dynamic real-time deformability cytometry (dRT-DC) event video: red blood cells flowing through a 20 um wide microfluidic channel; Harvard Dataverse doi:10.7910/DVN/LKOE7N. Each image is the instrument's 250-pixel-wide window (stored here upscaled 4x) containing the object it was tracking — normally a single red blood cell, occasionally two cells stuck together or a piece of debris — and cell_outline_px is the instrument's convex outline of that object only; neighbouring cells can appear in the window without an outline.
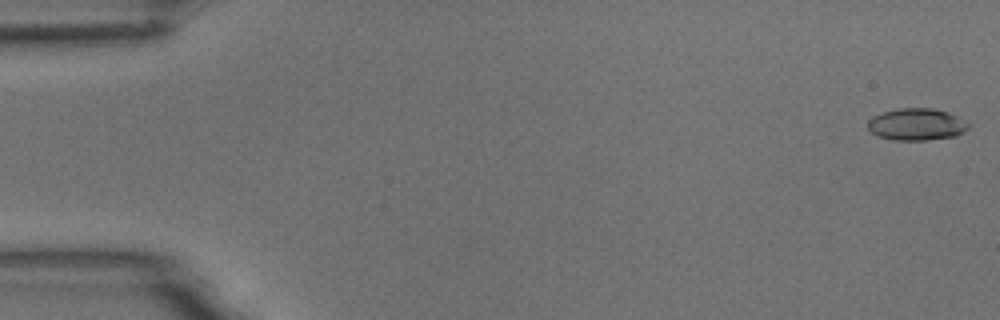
{"species": "common noctule bat (a hibernating species)", "species_latin": "Nyctalus noctula", "temperature_condition": "room temperature", "stored_images_in_passage": 58, "segment_of_instrument_passage": [1, 2], "camera_frame_rate_fps": 3000, "um_per_image_px": 0.085, "animal": {"sex": "male", "body_mass_g": 18.8}, "frame": {"image": 1, "passage_image": 1, "time_ms": 0.0, "image_size_px": [1000, 320], "cell_outline_px": [[968, 128], [964, 132], [956, 136], [928, 140], [892, 140], [880, 136], [872, 132], [868, 128], [868, 120], [872, 116], [896, 108], [932, 108], [948, 112], [956, 116], [968, 124]], "centroid_in_image_um": [77.9, 10.57], "position_along_channel_um": 7.1, "area_um2": 18.67}}
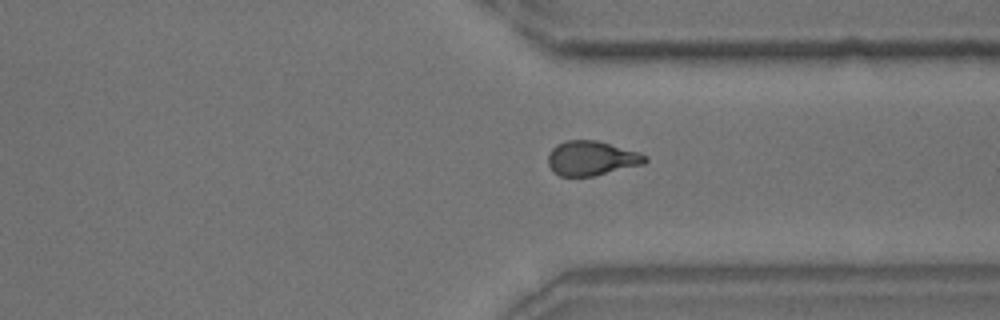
{"frame": {"image": 2, "passage_image": 43, "time_ms": 14.0, "image_size_px": [1000, 320], "cell_outline_px": [[648, 160], [644, 164], [592, 176], [560, 176], [552, 172], [548, 164], [548, 152], [556, 144], [568, 140], [596, 140], [636, 152], [648, 156]], "centroid_in_image_um": [50.23, 13.45], "position_along_channel_um": 361.2, "area_um2": 19.42}}
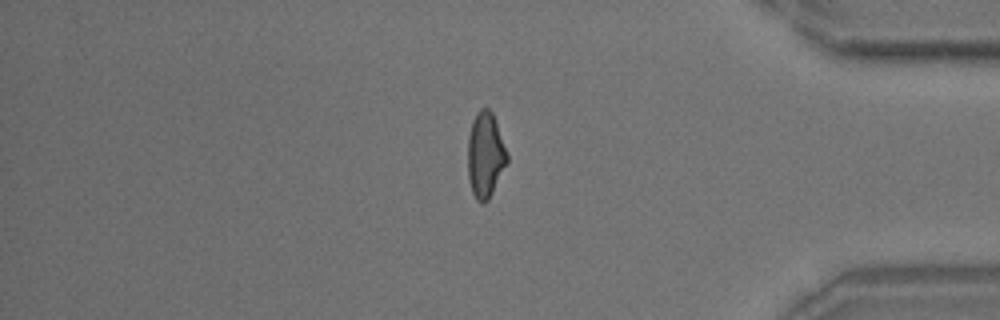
{"frame": {"image": 3, "passage_image": 48, "time_ms": 15.667, "image_size_px": [1000, 320], "cell_outline_px": [[508, 160], [488, 200], [484, 204], [476, 200], [472, 192], [468, 176], [468, 136], [472, 120], [476, 112], [480, 108], [488, 108], [492, 112], [508, 152]], "centroid_in_image_um": [41.24, 13.15], "position_along_channel_um": 394.0, "area_um2": 19.59}}